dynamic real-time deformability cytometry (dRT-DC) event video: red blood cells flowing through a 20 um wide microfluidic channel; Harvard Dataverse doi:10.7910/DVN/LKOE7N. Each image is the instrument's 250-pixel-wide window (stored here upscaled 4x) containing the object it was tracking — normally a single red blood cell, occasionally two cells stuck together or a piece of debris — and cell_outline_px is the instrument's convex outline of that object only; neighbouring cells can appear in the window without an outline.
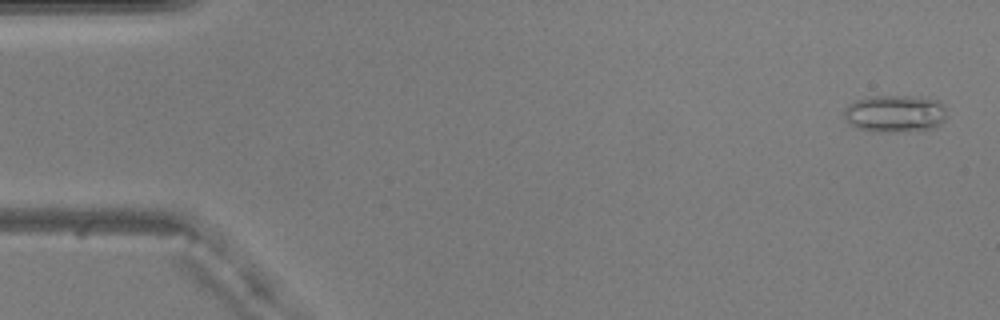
{"species": "common noctule bat (a hibernating species)", "species_latin": "Nyctalus noctula", "temperature_condition": "warm", "stored_images_in_passage": 38, "camera_frame_rate_fps": 3000, "um_per_image_px": 0.085, "animal": {"sex": "male", "body_mass_g": 20.5, "forearm_length_mm": 52.5}, "frame": {"image": 1, "passage_image": 2, "time_ms": 0.333, "image_size_px": [1000, 320], "cell_outline_px": [[948, 116], [936, 128], [896, 132], [872, 132], [856, 128], [844, 116], [844, 108], [848, 104], [856, 100], [868, 96], [924, 96], [940, 100], [944, 104]], "centroid_in_image_um": [76.13, 9.64], "position_along_channel_um": 8.9, "area_um2": 22.89}}
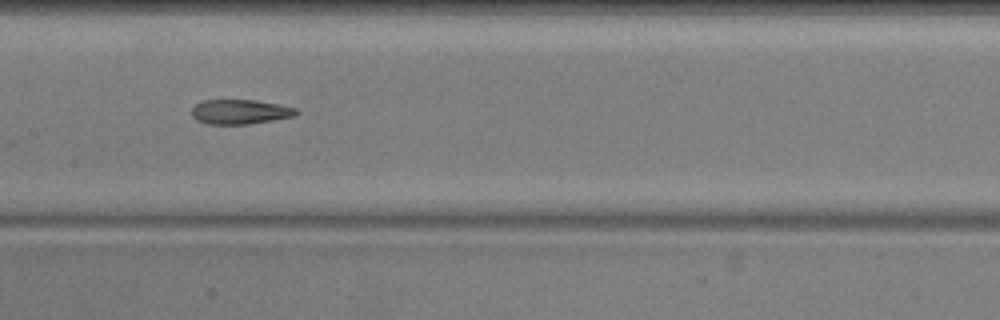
{"frame": {"image": 2, "passage_image": 27, "time_ms": 8.667, "image_size_px": [1000, 320], "cell_outline_px": [[300, 112], [292, 116], [272, 120], [248, 124], [208, 124], [196, 120], [192, 116], [192, 108], [200, 100], [256, 100], [280, 104], [296, 108]], "centroid_in_image_um": [20.39, 9.49], "position_along_channel_um": 187.0, "area_um2": 15.03}}
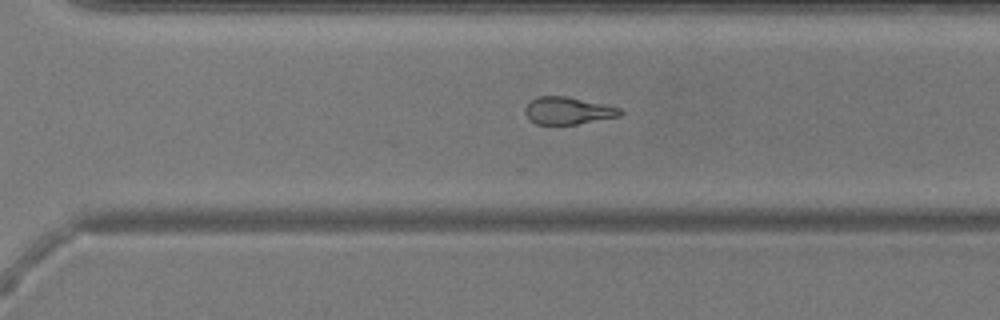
{"frame": {"image": 3, "passage_image": 38, "time_ms": 12.333, "image_size_px": [1000, 320], "cell_outline_px": [[624, 112], [620, 116], [576, 124], [536, 124], [528, 120], [524, 112], [524, 108], [536, 96], [568, 96], [604, 104], [620, 108]], "centroid_in_image_um": [48.25, 9.4], "position_along_channel_um": 322.3, "area_um2": 15.2}}